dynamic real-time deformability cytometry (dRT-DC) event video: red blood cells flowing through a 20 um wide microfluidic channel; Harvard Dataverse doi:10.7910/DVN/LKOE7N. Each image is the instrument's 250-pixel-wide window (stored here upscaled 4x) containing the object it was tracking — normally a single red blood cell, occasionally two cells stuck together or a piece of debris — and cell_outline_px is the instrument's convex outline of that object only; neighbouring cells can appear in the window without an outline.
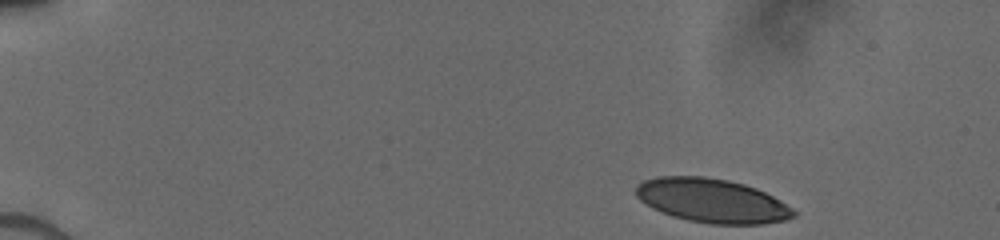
{"species": "human", "species_latin": "Homo sapiens", "temperature_condition": "cold", "stored_images_in_passage": 41, "camera_frame_rate_fps": 3000, "um_per_image_px": 0.085, "donor": {"sex": "male"}, "frame": {"image": 1, "passage_image": 1, "time_ms": 0.0, "image_size_px": [1000, 240], "cell_outline_px": [[796, 216], [784, 220], [764, 224], [708, 224], [688, 220], [672, 216], [652, 208], [640, 200], [636, 196], [636, 184], [644, 180], [656, 176], [704, 176], [728, 180], [744, 184], [756, 188], [780, 200], [792, 208], [796, 212]], "centroid_in_image_um": [60.5, 17.05], "position_along_channel_um": 24.5, "area_um2": 40.52}}
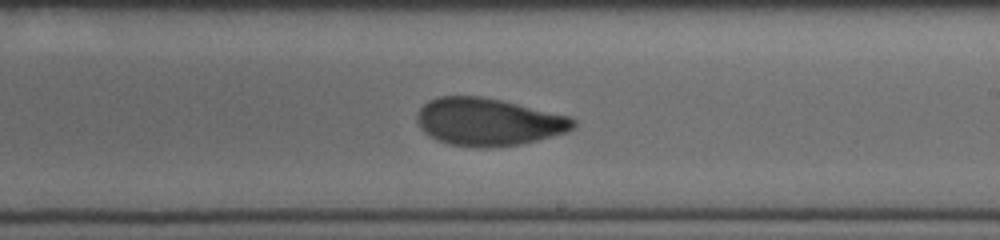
{"frame": {"image": 2, "passage_image": 23, "time_ms": 8.333, "image_size_px": [1000, 240], "cell_outline_px": [[576, 128], [568, 132], [520, 144], [488, 148], [476, 148], [448, 144], [424, 132], [420, 128], [416, 120], [416, 112], [428, 100], [440, 96], [480, 96], [500, 100], [568, 116], [576, 120]], "centroid_in_image_um": [41.49, 10.36], "position_along_channel_um": 247.5, "area_um2": 43.29}}
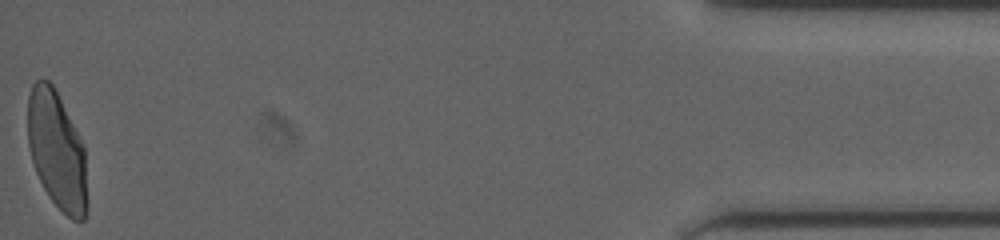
{"frame": {"image": 3, "passage_image": 41, "time_ms": 14.667, "image_size_px": [1000, 240], "cell_outline_px": [[88, 200], [84, 220], [72, 220], [48, 196], [36, 172], [32, 160], [28, 144], [28, 96], [32, 84], [36, 80], [48, 80], [52, 84], [84, 144]], "centroid_in_image_um": [4.85, 12.8], "position_along_channel_um": 430.4, "area_um2": 40.75}}